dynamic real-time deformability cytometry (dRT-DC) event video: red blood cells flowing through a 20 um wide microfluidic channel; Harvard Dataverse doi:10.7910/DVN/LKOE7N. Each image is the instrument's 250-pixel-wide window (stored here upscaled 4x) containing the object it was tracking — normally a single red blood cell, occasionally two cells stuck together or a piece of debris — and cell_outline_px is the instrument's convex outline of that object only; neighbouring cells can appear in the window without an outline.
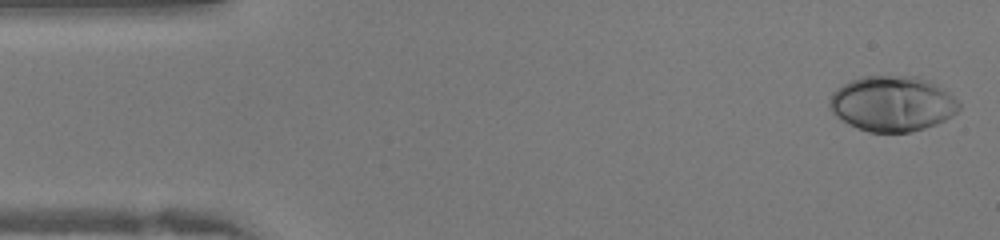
{"species": "human", "species_latin": "Homo sapiens", "temperature_condition": "warm", "stored_images_in_passage": 41, "camera_frame_rate_fps": 3000, "um_per_image_px": 0.085, "donor": {"sex": "female"}, "frame": {"image": 1, "passage_image": 1, "time_ms": 0.0, "image_size_px": [1000, 240], "cell_outline_px": [[960, 108], [952, 116], [936, 124], [912, 132], [868, 132], [856, 128], [848, 124], [836, 116], [828, 108], [828, 100], [832, 92], [836, 88], [860, 76], [920, 76], [932, 80], [948, 92], [960, 104]], "centroid_in_image_um": [75.83, 8.8], "position_along_channel_um": 9.2, "area_um2": 42.19}}
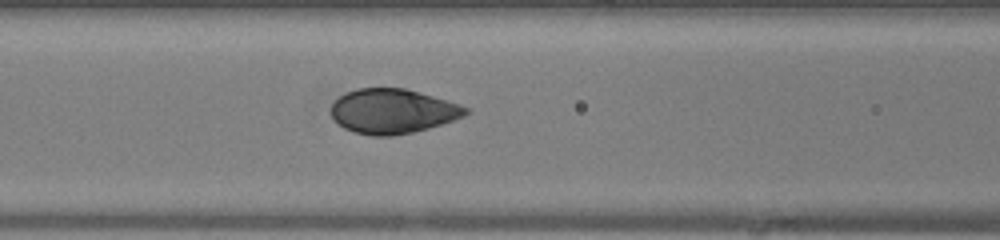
{"frame": {"image": 2, "passage_image": 16, "time_ms": 5.0, "image_size_px": [1000, 240], "cell_outline_px": [[472, 112], [464, 116], [428, 128], [412, 132], [392, 136], [372, 136], [356, 132], [344, 128], [328, 112], [332, 104], [340, 96], [356, 88], [404, 88], [460, 104], [468, 108]], "centroid_in_image_um": [33.37, 9.45], "position_along_channel_um": 133.2, "area_um2": 34.8}}
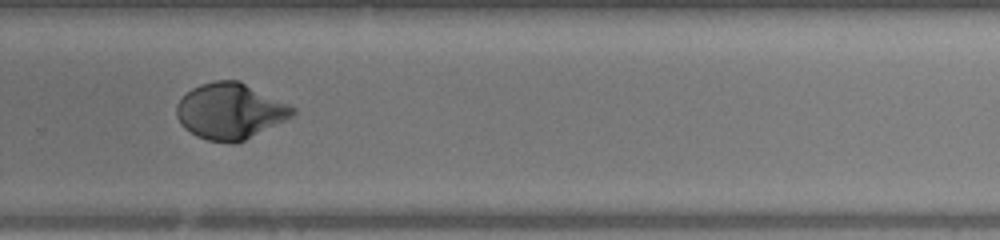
{"frame": {"image": 3, "passage_image": 27, "time_ms": 8.667, "image_size_px": [1000, 240], "cell_outline_px": [[296, 112], [292, 116], [236, 144], [228, 144], [208, 140], [196, 136], [184, 128], [180, 124], [176, 116], [176, 104], [192, 88], [200, 84], [216, 80], [240, 80], [296, 108]], "centroid_in_image_um": [19.53, 9.45], "position_along_channel_um": 310.3, "area_um2": 37.8}}